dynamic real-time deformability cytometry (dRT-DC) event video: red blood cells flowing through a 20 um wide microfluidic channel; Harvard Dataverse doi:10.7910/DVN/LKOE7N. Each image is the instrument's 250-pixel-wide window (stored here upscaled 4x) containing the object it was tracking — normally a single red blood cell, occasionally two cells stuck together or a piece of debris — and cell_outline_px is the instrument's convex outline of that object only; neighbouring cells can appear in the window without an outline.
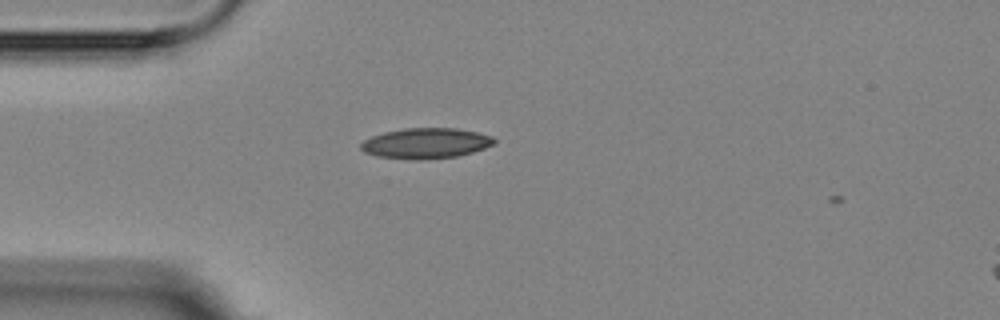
{"species": "Egyptian fruit bat (a non-hibernating species)", "species_latin": "Rousettus aegyptiacus", "temperature_condition": "room temperature", "stored_images_in_passage": 3, "camera_frame_rate_fps": 3000, "um_per_image_px": 0.085, "animal": {"sex": "female"}, "frame": {"image": 1, "passage_image": 1, "time_ms": 0.0, "image_size_px": [1000, 320], "cell_outline_px": [[496, 144], [472, 152], [456, 156], [420, 160], [416, 160], [376, 156], [364, 152], [360, 148], [360, 144], [364, 140], [372, 136], [384, 132], [404, 128], [456, 128], [476, 132], [492, 136], [496, 140]], "centroid_in_image_um": [36.19, 12.18], "position_along_channel_um": 48.8, "area_um2": 23.7}}